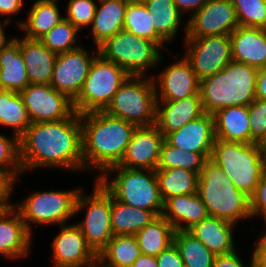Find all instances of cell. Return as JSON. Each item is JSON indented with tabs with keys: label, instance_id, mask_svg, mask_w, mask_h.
<instances>
[{
	"label": "cell",
	"instance_id": "cell-1",
	"mask_svg": "<svg viewBox=\"0 0 266 267\" xmlns=\"http://www.w3.org/2000/svg\"><path fill=\"white\" fill-rule=\"evenodd\" d=\"M19 147L23 173L41 167L84 170L80 114L31 123L19 138Z\"/></svg>",
	"mask_w": 266,
	"mask_h": 267
},
{
	"label": "cell",
	"instance_id": "cell-2",
	"mask_svg": "<svg viewBox=\"0 0 266 267\" xmlns=\"http://www.w3.org/2000/svg\"><path fill=\"white\" fill-rule=\"evenodd\" d=\"M80 120L84 170L98 169L101 176L121 162L137 126L105 111L80 114Z\"/></svg>",
	"mask_w": 266,
	"mask_h": 267
},
{
	"label": "cell",
	"instance_id": "cell-3",
	"mask_svg": "<svg viewBox=\"0 0 266 267\" xmlns=\"http://www.w3.org/2000/svg\"><path fill=\"white\" fill-rule=\"evenodd\" d=\"M258 69L231 61L220 72L200 80L205 113L232 106H249L256 99Z\"/></svg>",
	"mask_w": 266,
	"mask_h": 267
},
{
	"label": "cell",
	"instance_id": "cell-4",
	"mask_svg": "<svg viewBox=\"0 0 266 267\" xmlns=\"http://www.w3.org/2000/svg\"><path fill=\"white\" fill-rule=\"evenodd\" d=\"M198 194L211 217L234 224L238 220L252 218L250 197L238 190L211 159L204 162L199 175Z\"/></svg>",
	"mask_w": 266,
	"mask_h": 267
},
{
	"label": "cell",
	"instance_id": "cell-5",
	"mask_svg": "<svg viewBox=\"0 0 266 267\" xmlns=\"http://www.w3.org/2000/svg\"><path fill=\"white\" fill-rule=\"evenodd\" d=\"M116 173L110 181V172ZM96 178L100 184L118 201L137 208L152 211L160 216L163 200L159 192L155 170L130 169L113 166ZM109 179V180H108Z\"/></svg>",
	"mask_w": 266,
	"mask_h": 267
},
{
	"label": "cell",
	"instance_id": "cell-6",
	"mask_svg": "<svg viewBox=\"0 0 266 267\" xmlns=\"http://www.w3.org/2000/svg\"><path fill=\"white\" fill-rule=\"evenodd\" d=\"M250 198L254 195L265 166V157L256 143L227 142L215 139L211 158Z\"/></svg>",
	"mask_w": 266,
	"mask_h": 267
},
{
	"label": "cell",
	"instance_id": "cell-7",
	"mask_svg": "<svg viewBox=\"0 0 266 267\" xmlns=\"http://www.w3.org/2000/svg\"><path fill=\"white\" fill-rule=\"evenodd\" d=\"M96 49L103 59L120 66L130 76H145L147 68L157 67L162 60L157 44L124 29Z\"/></svg>",
	"mask_w": 266,
	"mask_h": 267
},
{
	"label": "cell",
	"instance_id": "cell-8",
	"mask_svg": "<svg viewBox=\"0 0 266 267\" xmlns=\"http://www.w3.org/2000/svg\"><path fill=\"white\" fill-rule=\"evenodd\" d=\"M129 77L123 68L98 54L90 65L78 96L73 100L75 112L85 114L104 111Z\"/></svg>",
	"mask_w": 266,
	"mask_h": 267
},
{
	"label": "cell",
	"instance_id": "cell-9",
	"mask_svg": "<svg viewBox=\"0 0 266 267\" xmlns=\"http://www.w3.org/2000/svg\"><path fill=\"white\" fill-rule=\"evenodd\" d=\"M130 76L104 110L111 116L140 126L155 125L156 94L152 77Z\"/></svg>",
	"mask_w": 266,
	"mask_h": 267
},
{
	"label": "cell",
	"instance_id": "cell-10",
	"mask_svg": "<svg viewBox=\"0 0 266 267\" xmlns=\"http://www.w3.org/2000/svg\"><path fill=\"white\" fill-rule=\"evenodd\" d=\"M95 185L91 195L78 194L75 214L86 210L85 217L75 223L83 233L87 244L98 255L114 236L111 229V194L94 180ZM84 208V209H83Z\"/></svg>",
	"mask_w": 266,
	"mask_h": 267
},
{
	"label": "cell",
	"instance_id": "cell-11",
	"mask_svg": "<svg viewBox=\"0 0 266 267\" xmlns=\"http://www.w3.org/2000/svg\"><path fill=\"white\" fill-rule=\"evenodd\" d=\"M80 189L52 190L29 194L20 204H14L19 211L26 228L31 233V223L39 225H66V221L75 215L76 201Z\"/></svg>",
	"mask_w": 266,
	"mask_h": 267
},
{
	"label": "cell",
	"instance_id": "cell-12",
	"mask_svg": "<svg viewBox=\"0 0 266 267\" xmlns=\"http://www.w3.org/2000/svg\"><path fill=\"white\" fill-rule=\"evenodd\" d=\"M188 48L183 52L199 80L214 75L232 61L229 35L184 38Z\"/></svg>",
	"mask_w": 266,
	"mask_h": 267
},
{
	"label": "cell",
	"instance_id": "cell-13",
	"mask_svg": "<svg viewBox=\"0 0 266 267\" xmlns=\"http://www.w3.org/2000/svg\"><path fill=\"white\" fill-rule=\"evenodd\" d=\"M20 94L31 123L68 119L75 113L73 101L50 84H29Z\"/></svg>",
	"mask_w": 266,
	"mask_h": 267
},
{
	"label": "cell",
	"instance_id": "cell-14",
	"mask_svg": "<svg viewBox=\"0 0 266 267\" xmlns=\"http://www.w3.org/2000/svg\"><path fill=\"white\" fill-rule=\"evenodd\" d=\"M189 18L184 27V38L230 35L239 26L230 0H208Z\"/></svg>",
	"mask_w": 266,
	"mask_h": 267
},
{
	"label": "cell",
	"instance_id": "cell-15",
	"mask_svg": "<svg viewBox=\"0 0 266 267\" xmlns=\"http://www.w3.org/2000/svg\"><path fill=\"white\" fill-rule=\"evenodd\" d=\"M84 46L57 54L50 85L66 94L72 101L78 96L96 53H88Z\"/></svg>",
	"mask_w": 266,
	"mask_h": 267
},
{
	"label": "cell",
	"instance_id": "cell-16",
	"mask_svg": "<svg viewBox=\"0 0 266 267\" xmlns=\"http://www.w3.org/2000/svg\"><path fill=\"white\" fill-rule=\"evenodd\" d=\"M182 58L179 60L177 56L178 61L164 68L157 77L152 76L157 101H176L200 94V80L191 64Z\"/></svg>",
	"mask_w": 266,
	"mask_h": 267
},
{
	"label": "cell",
	"instance_id": "cell-17",
	"mask_svg": "<svg viewBox=\"0 0 266 267\" xmlns=\"http://www.w3.org/2000/svg\"><path fill=\"white\" fill-rule=\"evenodd\" d=\"M163 141L164 135L155 125L136 127L121 162L116 166L156 170Z\"/></svg>",
	"mask_w": 266,
	"mask_h": 267
},
{
	"label": "cell",
	"instance_id": "cell-18",
	"mask_svg": "<svg viewBox=\"0 0 266 267\" xmlns=\"http://www.w3.org/2000/svg\"><path fill=\"white\" fill-rule=\"evenodd\" d=\"M59 234L52 242L54 267H80L91 263L97 254L87 244L86 239L76 224L61 225Z\"/></svg>",
	"mask_w": 266,
	"mask_h": 267
},
{
	"label": "cell",
	"instance_id": "cell-19",
	"mask_svg": "<svg viewBox=\"0 0 266 267\" xmlns=\"http://www.w3.org/2000/svg\"><path fill=\"white\" fill-rule=\"evenodd\" d=\"M164 139L175 147L201 153L210 159L216 139L213 114L204 113L179 130L168 133Z\"/></svg>",
	"mask_w": 266,
	"mask_h": 267
},
{
	"label": "cell",
	"instance_id": "cell-20",
	"mask_svg": "<svg viewBox=\"0 0 266 267\" xmlns=\"http://www.w3.org/2000/svg\"><path fill=\"white\" fill-rule=\"evenodd\" d=\"M204 113L200 94L176 101H156L155 126L165 137Z\"/></svg>",
	"mask_w": 266,
	"mask_h": 267
},
{
	"label": "cell",
	"instance_id": "cell-21",
	"mask_svg": "<svg viewBox=\"0 0 266 267\" xmlns=\"http://www.w3.org/2000/svg\"><path fill=\"white\" fill-rule=\"evenodd\" d=\"M229 37L232 61L257 69L266 66L265 29L238 26Z\"/></svg>",
	"mask_w": 266,
	"mask_h": 267
},
{
	"label": "cell",
	"instance_id": "cell-22",
	"mask_svg": "<svg viewBox=\"0 0 266 267\" xmlns=\"http://www.w3.org/2000/svg\"><path fill=\"white\" fill-rule=\"evenodd\" d=\"M32 234L15 207L5 210L0 215V255L13 260L27 257Z\"/></svg>",
	"mask_w": 266,
	"mask_h": 267
},
{
	"label": "cell",
	"instance_id": "cell-23",
	"mask_svg": "<svg viewBox=\"0 0 266 267\" xmlns=\"http://www.w3.org/2000/svg\"><path fill=\"white\" fill-rule=\"evenodd\" d=\"M20 52L27 69L30 84H50L57 54L39 39L21 37Z\"/></svg>",
	"mask_w": 266,
	"mask_h": 267
},
{
	"label": "cell",
	"instance_id": "cell-24",
	"mask_svg": "<svg viewBox=\"0 0 266 267\" xmlns=\"http://www.w3.org/2000/svg\"><path fill=\"white\" fill-rule=\"evenodd\" d=\"M161 215L169 221L175 231H187L209 216L198 193L176 195L166 199Z\"/></svg>",
	"mask_w": 266,
	"mask_h": 267
},
{
	"label": "cell",
	"instance_id": "cell-25",
	"mask_svg": "<svg viewBox=\"0 0 266 267\" xmlns=\"http://www.w3.org/2000/svg\"><path fill=\"white\" fill-rule=\"evenodd\" d=\"M234 223L208 216L187 231L200 240L215 256L234 252Z\"/></svg>",
	"mask_w": 266,
	"mask_h": 267
},
{
	"label": "cell",
	"instance_id": "cell-26",
	"mask_svg": "<svg viewBox=\"0 0 266 267\" xmlns=\"http://www.w3.org/2000/svg\"><path fill=\"white\" fill-rule=\"evenodd\" d=\"M98 4L92 22V38L97 48L108 38L123 30L127 0H97ZM99 7V8H98Z\"/></svg>",
	"mask_w": 266,
	"mask_h": 267
},
{
	"label": "cell",
	"instance_id": "cell-27",
	"mask_svg": "<svg viewBox=\"0 0 266 267\" xmlns=\"http://www.w3.org/2000/svg\"><path fill=\"white\" fill-rule=\"evenodd\" d=\"M213 117L216 139L250 143L248 106L221 108L213 114Z\"/></svg>",
	"mask_w": 266,
	"mask_h": 267
},
{
	"label": "cell",
	"instance_id": "cell-28",
	"mask_svg": "<svg viewBox=\"0 0 266 267\" xmlns=\"http://www.w3.org/2000/svg\"><path fill=\"white\" fill-rule=\"evenodd\" d=\"M27 69L20 52L19 38L0 52V89L20 93L29 85Z\"/></svg>",
	"mask_w": 266,
	"mask_h": 267
},
{
	"label": "cell",
	"instance_id": "cell-29",
	"mask_svg": "<svg viewBox=\"0 0 266 267\" xmlns=\"http://www.w3.org/2000/svg\"><path fill=\"white\" fill-rule=\"evenodd\" d=\"M58 0H36L26 21H16L17 26L24 31V37L40 39L48 33L56 24L60 23L64 16L60 14Z\"/></svg>",
	"mask_w": 266,
	"mask_h": 267
},
{
	"label": "cell",
	"instance_id": "cell-30",
	"mask_svg": "<svg viewBox=\"0 0 266 267\" xmlns=\"http://www.w3.org/2000/svg\"><path fill=\"white\" fill-rule=\"evenodd\" d=\"M155 217L152 211L124 204L111 195V229L114 235H135Z\"/></svg>",
	"mask_w": 266,
	"mask_h": 267
},
{
	"label": "cell",
	"instance_id": "cell-31",
	"mask_svg": "<svg viewBox=\"0 0 266 267\" xmlns=\"http://www.w3.org/2000/svg\"><path fill=\"white\" fill-rule=\"evenodd\" d=\"M159 192L163 202L176 195L198 193L199 174L184 168L156 169Z\"/></svg>",
	"mask_w": 266,
	"mask_h": 267
},
{
	"label": "cell",
	"instance_id": "cell-32",
	"mask_svg": "<svg viewBox=\"0 0 266 267\" xmlns=\"http://www.w3.org/2000/svg\"><path fill=\"white\" fill-rule=\"evenodd\" d=\"M175 229L162 215L135 234L142 254L158 256L173 243Z\"/></svg>",
	"mask_w": 266,
	"mask_h": 267
},
{
	"label": "cell",
	"instance_id": "cell-33",
	"mask_svg": "<svg viewBox=\"0 0 266 267\" xmlns=\"http://www.w3.org/2000/svg\"><path fill=\"white\" fill-rule=\"evenodd\" d=\"M141 254L135 235H114L97 257L106 267H131Z\"/></svg>",
	"mask_w": 266,
	"mask_h": 267
},
{
	"label": "cell",
	"instance_id": "cell-34",
	"mask_svg": "<svg viewBox=\"0 0 266 267\" xmlns=\"http://www.w3.org/2000/svg\"><path fill=\"white\" fill-rule=\"evenodd\" d=\"M0 125L11 127L12 134L18 138L31 125L20 93L0 89Z\"/></svg>",
	"mask_w": 266,
	"mask_h": 267
},
{
	"label": "cell",
	"instance_id": "cell-35",
	"mask_svg": "<svg viewBox=\"0 0 266 267\" xmlns=\"http://www.w3.org/2000/svg\"><path fill=\"white\" fill-rule=\"evenodd\" d=\"M145 6L153 12L155 32L167 43L173 42L181 25L182 14L173 0H147Z\"/></svg>",
	"mask_w": 266,
	"mask_h": 267
},
{
	"label": "cell",
	"instance_id": "cell-36",
	"mask_svg": "<svg viewBox=\"0 0 266 267\" xmlns=\"http://www.w3.org/2000/svg\"><path fill=\"white\" fill-rule=\"evenodd\" d=\"M173 242L185 267H213L215 255L188 231H175Z\"/></svg>",
	"mask_w": 266,
	"mask_h": 267
},
{
	"label": "cell",
	"instance_id": "cell-37",
	"mask_svg": "<svg viewBox=\"0 0 266 267\" xmlns=\"http://www.w3.org/2000/svg\"><path fill=\"white\" fill-rule=\"evenodd\" d=\"M152 22L153 12L148 11L145 4L128 2L123 29L165 49L166 42L155 32Z\"/></svg>",
	"mask_w": 266,
	"mask_h": 267
},
{
	"label": "cell",
	"instance_id": "cell-38",
	"mask_svg": "<svg viewBox=\"0 0 266 267\" xmlns=\"http://www.w3.org/2000/svg\"><path fill=\"white\" fill-rule=\"evenodd\" d=\"M206 160L201 153L175 147L164 139L157 169L184 168L200 175Z\"/></svg>",
	"mask_w": 266,
	"mask_h": 267
},
{
	"label": "cell",
	"instance_id": "cell-39",
	"mask_svg": "<svg viewBox=\"0 0 266 267\" xmlns=\"http://www.w3.org/2000/svg\"><path fill=\"white\" fill-rule=\"evenodd\" d=\"M80 30L67 19L56 24L48 33L39 40L52 52L56 54L75 50L81 45L76 44L77 35Z\"/></svg>",
	"mask_w": 266,
	"mask_h": 267
},
{
	"label": "cell",
	"instance_id": "cell-40",
	"mask_svg": "<svg viewBox=\"0 0 266 267\" xmlns=\"http://www.w3.org/2000/svg\"><path fill=\"white\" fill-rule=\"evenodd\" d=\"M239 26L266 29V0H230Z\"/></svg>",
	"mask_w": 266,
	"mask_h": 267
},
{
	"label": "cell",
	"instance_id": "cell-41",
	"mask_svg": "<svg viewBox=\"0 0 266 267\" xmlns=\"http://www.w3.org/2000/svg\"><path fill=\"white\" fill-rule=\"evenodd\" d=\"M0 170L9 172L16 180L23 173L20 162L19 138L0 134Z\"/></svg>",
	"mask_w": 266,
	"mask_h": 267
},
{
	"label": "cell",
	"instance_id": "cell-42",
	"mask_svg": "<svg viewBox=\"0 0 266 267\" xmlns=\"http://www.w3.org/2000/svg\"><path fill=\"white\" fill-rule=\"evenodd\" d=\"M65 19L71 22L79 30L82 27L91 26L97 4L94 0H69Z\"/></svg>",
	"mask_w": 266,
	"mask_h": 267
},
{
	"label": "cell",
	"instance_id": "cell-43",
	"mask_svg": "<svg viewBox=\"0 0 266 267\" xmlns=\"http://www.w3.org/2000/svg\"><path fill=\"white\" fill-rule=\"evenodd\" d=\"M250 143H257L266 131V101L255 99L248 106Z\"/></svg>",
	"mask_w": 266,
	"mask_h": 267
},
{
	"label": "cell",
	"instance_id": "cell-44",
	"mask_svg": "<svg viewBox=\"0 0 266 267\" xmlns=\"http://www.w3.org/2000/svg\"><path fill=\"white\" fill-rule=\"evenodd\" d=\"M251 199L252 218L262 216L266 220V170L259 180L256 191Z\"/></svg>",
	"mask_w": 266,
	"mask_h": 267
},
{
	"label": "cell",
	"instance_id": "cell-45",
	"mask_svg": "<svg viewBox=\"0 0 266 267\" xmlns=\"http://www.w3.org/2000/svg\"><path fill=\"white\" fill-rule=\"evenodd\" d=\"M158 267H185L180 252L173 242L158 256H156Z\"/></svg>",
	"mask_w": 266,
	"mask_h": 267
},
{
	"label": "cell",
	"instance_id": "cell-46",
	"mask_svg": "<svg viewBox=\"0 0 266 267\" xmlns=\"http://www.w3.org/2000/svg\"><path fill=\"white\" fill-rule=\"evenodd\" d=\"M254 261H255V256L253 253L251 262L249 264L250 266L248 267H251V264ZM213 267H247V266H244V263L242 262V259L238 255V251L236 249L232 253L215 256Z\"/></svg>",
	"mask_w": 266,
	"mask_h": 267
},
{
	"label": "cell",
	"instance_id": "cell-47",
	"mask_svg": "<svg viewBox=\"0 0 266 267\" xmlns=\"http://www.w3.org/2000/svg\"><path fill=\"white\" fill-rule=\"evenodd\" d=\"M16 181L9 172L0 170V204H11L9 197Z\"/></svg>",
	"mask_w": 266,
	"mask_h": 267
},
{
	"label": "cell",
	"instance_id": "cell-48",
	"mask_svg": "<svg viewBox=\"0 0 266 267\" xmlns=\"http://www.w3.org/2000/svg\"><path fill=\"white\" fill-rule=\"evenodd\" d=\"M178 11L182 14L192 12V15L201 9L208 0H173ZM184 12V13H183Z\"/></svg>",
	"mask_w": 266,
	"mask_h": 267
},
{
	"label": "cell",
	"instance_id": "cell-49",
	"mask_svg": "<svg viewBox=\"0 0 266 267\" xmlns=\"http://www.w3.org/2000/svg\"><path fill=\"white\" fill-rule=\"evenodd\" d=\"M23 6V0H0V15H14Z\"/></svg>",
	"mask_w": 266,
	"mask_h": 267
},
{
	"label": "cell",
	"instance_id": "cell-50",
	"mask_svg": "<svg viewBox=\"0 0 266 267\" xmlns=\"http://www.w3.org/2000/svg\"><path fill=\"white\" fill-rule=\"evenodd\" d=\"M264 223L266 224V220H264ZM259 238L254 244L252 253H254L256 261L266 264V229L263 234H260Z\"/></svg>",
	"mask_w": 266,
	"mask_h": 267
},
{
	"label": "cell",
	"instance_id": "cell-51",
	"mask_svg": "<svg viewBox=\"0 0 266 267\" xmlns=\"http://www.w3.org/2000/svg\"><path fill=\"white\" fill-rule=\"evenodd\" d=\"M256 99L266 101V66L257 71Z\"/></svg>",
	"mask_w": 266,
	"mask_h": 267
},
{
	"label": "cell",
	"instance_id": "cell-52",
	"mask_svg": "<svg viewBox=\"0 0 266 267\" xmlns=\"http://www.w3.org/2000/svg\"><path fill=\"white\" fill-rule=\"evenodd\" d=\"M131 267H158V262L155 256L141 254Z\"/></svg>",
	"mask_w": 266,
	"mask_h": 267
},
{
	"label": "cell",
	"instance_id": "cell-53",
	"mask_svg": "<svg viewBox=\"0 0 266 267\" xmlns=\"http://www.w3.org/2000/svg\"><path fill=\"white\" fill-rule=\"evenodd\" d=\"M10 20L9 18H5L2 21H0V52L10 43L13 41L14 38H11L7 40L4 27L9 24Z\"/></svg>",
	"mask_w": 266,
	"mask_h": 267
},
{
	"label": "cell",
	"instance_id": "cell-54",
	"mask_svg": "<svg viewBox=\"0 0 266 267\" xmlns=\"http://www.w3.org/2000/svg\"><path fill=\"white\" fill-rule=\"evenodd\" d=\"M258 148L262 151V153L266 154V131L263 137L256 143Z\"/></svg>",
	"mask_w": 266,
	"mask_h": 267
},
{
	"label": "cell",
	"instance_id": "cell-55",
	"mask_svg": "<svg viewBox=\"0 0 266 267\" xmlns=\"http://www.w3.org/2000/svg\"><path fill=\"white\" fill-rule=\"evenodd\" d=\"M81 267H106L105 264H102V261L97 257L94 261L89 264L82 265Z\"/></svg>",
	"mask_w": 266,
	"mask_h": 267
},
{
	"label": "cell",
	"instance_id": "cell-56",
	"mask_svg": "<svg viewBox=\"0 0 266 267\" xmlns=\"http://www.w3.org/2000/svg\"><path fill=\"white\" fill-rule=\"evenodd\" d=\"M14 207V204H0V215L7 209Z\"/></svg>",
	"mask_w": 266,
	"mask_h": 267
},
{
	"label": "cell",
	"instance_id": "cell-57",
	"mask_svg": "<svg viewBox=\"0 0 266 267\" xmlns=\"http://www.w3.org/2000/svg\"><path fill=\"white\" fill-rule=\"evenodd\" d=\"M251 267H266V264H263V263H260L258 261H254L252 264H251Z\"/></svg>",
	"mask_w": 266,
	"mask_h": 267
},
{
	"label": "cell",
	"instance_id": "cell-58",
	"mask_svg": "<svg viewBox=\"0 0 266 267\" xmlns=\"http://www.w3.org/2000/svg\"><path fill=\"white\" fill-rule=\"evenodd\" d=\"M129 3H142L144 4L147 0H127Z\"/></svg>",
	"mask_w": 266,
	"mask_h": 267
}]
</instances>
